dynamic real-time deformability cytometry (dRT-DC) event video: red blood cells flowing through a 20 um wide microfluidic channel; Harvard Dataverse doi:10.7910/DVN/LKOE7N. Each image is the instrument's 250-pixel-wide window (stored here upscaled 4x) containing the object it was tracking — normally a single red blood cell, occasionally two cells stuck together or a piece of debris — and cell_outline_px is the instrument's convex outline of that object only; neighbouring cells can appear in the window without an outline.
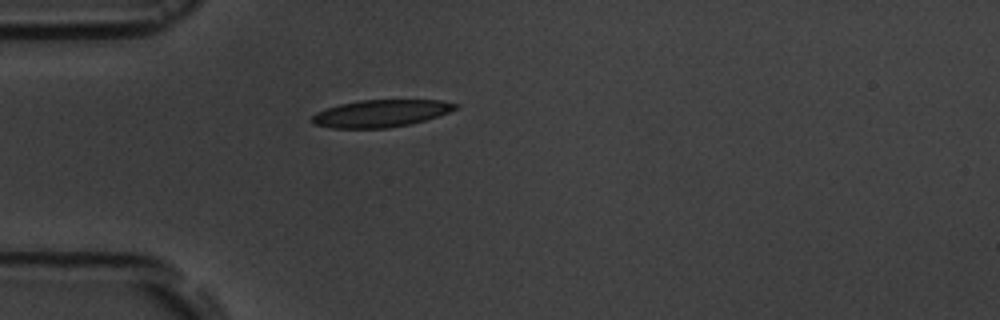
{"species": "common noctule bat (a hibernating species)", "species_latin": "Nyctalus noctula", "temperature_condition": "room temperature", "stored_images_in_passage": 1, "camera_frame_rate_fps": 3000, "um_per_image_px": 0.085, "animal": {"sex": "male", "body_mass_g": 19.5, "forearm_length_mm": 54.6}, "frame": {"image": 1, "passage_image": 1, "time_ms": 0.0, "image_size_px": [1000, 320], "cell_outline_px": [[460, 108], [412, 124], [388, 128], [332, 128], [312, 124], [312, 116], [316, 112], [324, 108], [340, 104], [360, 100], [440, 100], [460, 104]], "centroid_in_image_um": [32.37, 9.64], "position_along_channel_um": 52.6, "area_um2": 22.89}}